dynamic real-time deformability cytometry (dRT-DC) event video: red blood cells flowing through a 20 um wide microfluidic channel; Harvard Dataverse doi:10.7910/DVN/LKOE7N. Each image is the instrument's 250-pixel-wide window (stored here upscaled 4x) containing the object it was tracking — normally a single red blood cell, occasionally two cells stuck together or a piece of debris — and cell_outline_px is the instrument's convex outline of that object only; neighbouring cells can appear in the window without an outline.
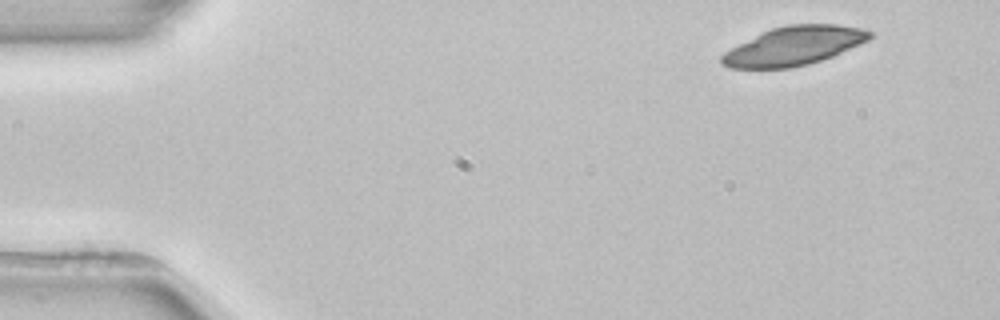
{"species": "common noctule bat (a hibernating species)", "species_latin": "Nyctalus noctula", "temperature_condition": "room temperature", "stored_images_in_passage": 4, "camera_frame_rate_fps": 3000, "um_per_image_px": 0.085, "animal": {"sex": "female", "body_mass_g": 22.7, "forearm_length_mm": 54.2}, "frame": {"image": 1, "passage_image": 1, "time_ms": 0.0, "image_size_px": [1000, 320], "cell_outline_px": [[872, 36], [868, 40], [832, 56], [808, 64], [792, 68], [728, 68], [720, 64], [720, 56], [724, 52], [772, 28], [788, 24], [836, 24], [860, 28], [872, 32]], "centroid_in_image_um": [67.47, 3.91], "position_along_channel_um": 17.5, "area_um2": 33.0}}